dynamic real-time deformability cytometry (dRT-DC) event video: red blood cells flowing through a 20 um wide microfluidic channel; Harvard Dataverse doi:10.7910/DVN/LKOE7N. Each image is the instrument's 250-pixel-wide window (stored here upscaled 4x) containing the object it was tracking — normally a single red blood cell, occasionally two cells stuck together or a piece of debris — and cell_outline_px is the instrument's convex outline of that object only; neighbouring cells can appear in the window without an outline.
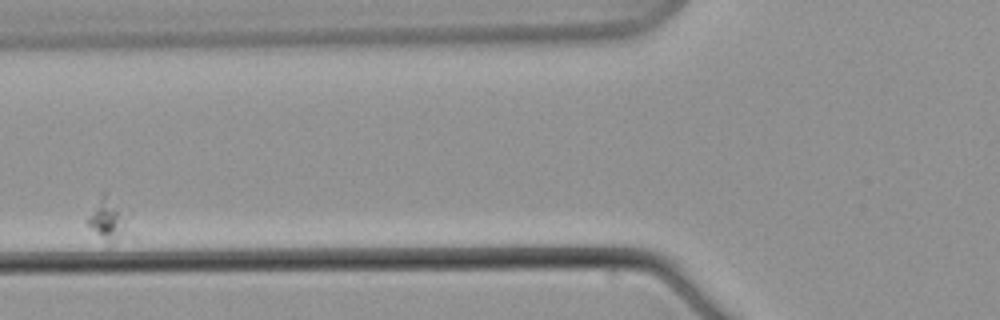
{"species": "common noctule bat (a hibernating species)", "species_latin": "Nyctalus noctula", "temperature_condition": "warm", "stored_images_in_passage": 4, "camera_frame_rate_fps": 3000, "um_per_image_px": 0.085, "animal": {"sex": "male", "body_mass_g": 21.5, "forearm_length_mm": 52.0}, "frame": {"image": 1, "passage_image": 3, "time_ms": 2.667, "image_size_px": [1000, 320], "cell_outline_px": [[132, 236], [112, 244], [108, 244], [88, 224], [88, 216], [104, 188], [132, 208]], "centroid_in_image_um": [9.45, 18.56], "position_along_channel_um": 116.3, "area_um2": 12.14}}